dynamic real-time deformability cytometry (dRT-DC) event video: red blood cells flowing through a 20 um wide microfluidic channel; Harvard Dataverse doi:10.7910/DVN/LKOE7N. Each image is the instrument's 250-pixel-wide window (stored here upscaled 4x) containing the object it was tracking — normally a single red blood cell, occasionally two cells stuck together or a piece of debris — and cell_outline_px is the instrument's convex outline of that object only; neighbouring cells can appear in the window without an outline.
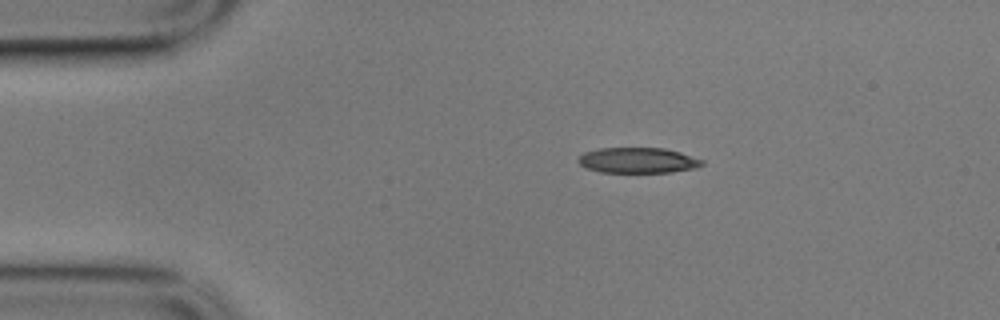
{"species": "common noctule bat (a hibernating species)", "species_latin": "Nyctalus noctula", "temperature_condition": "cold", "stored_images_in_passage": 4, "camera_frame_rate_fps": 3000, "um_per_image_px": 0.085, "animal": {"sex": "male", "body_mass_g": 17.9}, "frame": {"image": 1, "passage_image": 4, "time_ms": 1.0, "image_size_px": [1000, 320], "cell_outline_px": [[704, 164], [696, 168], [672, 172], [600, 172], [588, 168], [580, 164], [576, 160], [584, 152], [600, 148], [664, 148], [680, 152], [704, 160]], "centroid_in_image_um": [54.24, 13.62], "position_along_channel_um": 30.8, "area_um2": 18.38}}